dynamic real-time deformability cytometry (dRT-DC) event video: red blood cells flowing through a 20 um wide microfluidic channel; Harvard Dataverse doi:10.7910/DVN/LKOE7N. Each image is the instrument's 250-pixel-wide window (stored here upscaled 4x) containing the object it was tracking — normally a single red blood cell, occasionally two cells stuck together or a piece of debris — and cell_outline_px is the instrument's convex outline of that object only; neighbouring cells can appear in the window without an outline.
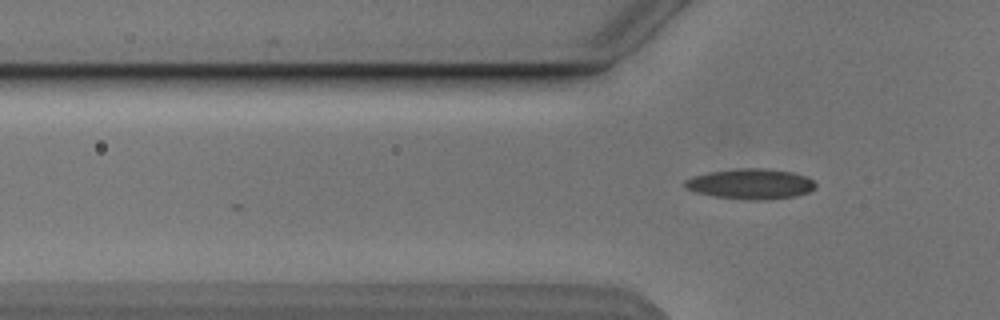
{"species": "Egyptian fruit bat (a non-hibernating species)", "species_latin": "Rousettus aegyptiacus", "temperature_condition": "cold", "stored_images_in_passage": 2, "camera_frame_rate_fps": 3000, "um_per_image_px": 0.085, "animal": {"sex": "male"}, "frame": {"image": 1, "passage_image": 2, "time_ms": 1.0, "image_size_px": [1000, 320], "cell_outline_px": [[816, 188], [808, 192], [796, 196], [764, 200], [748, 200], [712, 196], [696, 192], [684, 188], [684, 180], [692, 176], [712, 172], [740, 168], [764, 168], [792, 172], [808, 176], [816, 184]], "centroid_in_image_um": [63.81, 15.64], "position_along_channel_um": 62.0, "area_um2": 23.24}}